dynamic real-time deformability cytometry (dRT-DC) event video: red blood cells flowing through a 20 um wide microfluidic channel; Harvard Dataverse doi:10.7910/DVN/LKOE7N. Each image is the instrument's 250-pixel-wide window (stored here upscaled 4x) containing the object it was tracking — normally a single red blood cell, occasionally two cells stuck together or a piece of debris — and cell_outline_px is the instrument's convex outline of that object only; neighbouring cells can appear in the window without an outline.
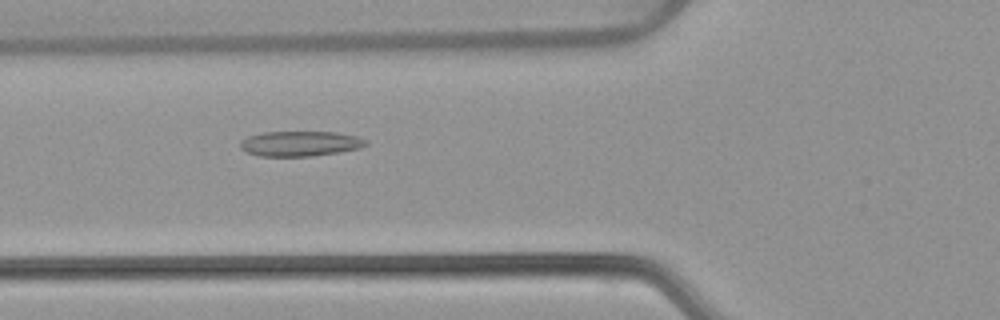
{"species": "common noctule bat (a hibernating species)", "species_latin": "Nyctalus noctula", "temperature_condition": "warm", "stored_images_in_passage": 53, "camera_frame_rate_fps": 3000, "um_per_image_px": 0.085, "animal": {"sex": "female", "body_mass_g": 22.7, "forearm_length_mm": 54.2}, "frame": {"image": 1, "passage_image": 20, "time_ms": 6.333, "image_size_px": [1000, 320], "cell_outline_px": [[368, 144], [360, 148], [340, 152], [312, 156], [260, 156], [248, 152], [240, 148], [240, 140], [248, 136], [264, 132], [336, 132], [360, 136], [368, 140]], "centroid_in_image_um": [25.56, 12.2], "position_along_channel_um": 100.2, "area_um2": 18.55}}
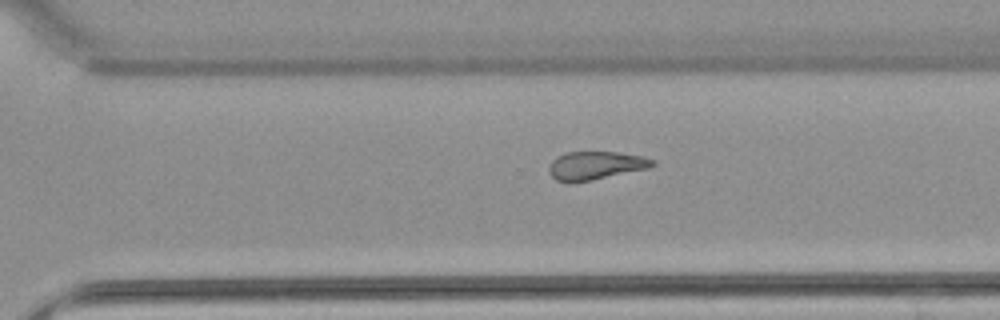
{"frame": {"image": 2, "passage_image": 37, "time_ms": 12.0, "image_size_px": [1000, 320], "cell_outline_px": [[656, 164], [648, 168], [592, 180], [568, 184], [556, 180], [548, 172], [548, 168], [552, 160], [556, 156], [568, 152], [616, 152], [644, 156], [656, 160]], "centroid_in_image_um": [50.6, 14.08], "position_along_channel_um": 320.0, "area_um2": 17.28}}
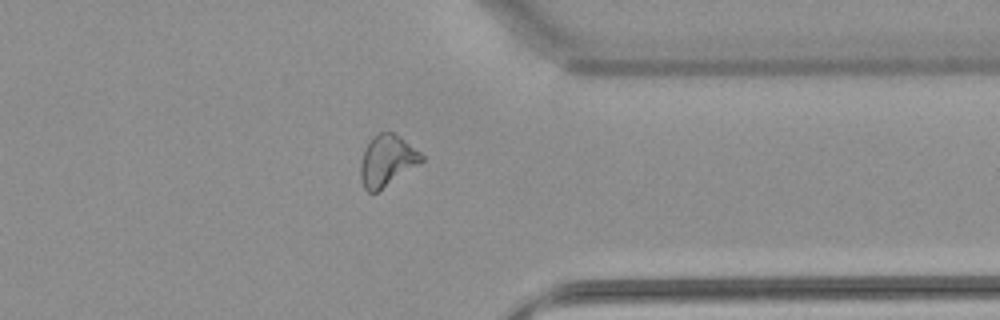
{"frame": {"image": 3, "passage_image": 42, "time_ms": 13.667, "image_size_px": [1000, 320], "cell_outline_px": [[424, 160], [420, 164], [376, 192], [368, 192], [364, 188], [360, 180], [360, 160], [364, 148], [372, 136], [380, 132], [392, 132], [400, 136], [420, 152], [424, 156]], "centroid_in_image_um": [32.87, 13.64], "position_along_channel_um": 378.5, "area_um2": 18.32}, "authors_computed_cell_mechanics": {"area_um2": 19.4208, "velocity_mm_per_s": 3.8802, "shape_relaxation_time_tau1_ms": null, "shape_relaxation_time_tau2_ms": 2.7441, "deformation_change_tau1": null, "deformation_change_tau2": 0.1173}}